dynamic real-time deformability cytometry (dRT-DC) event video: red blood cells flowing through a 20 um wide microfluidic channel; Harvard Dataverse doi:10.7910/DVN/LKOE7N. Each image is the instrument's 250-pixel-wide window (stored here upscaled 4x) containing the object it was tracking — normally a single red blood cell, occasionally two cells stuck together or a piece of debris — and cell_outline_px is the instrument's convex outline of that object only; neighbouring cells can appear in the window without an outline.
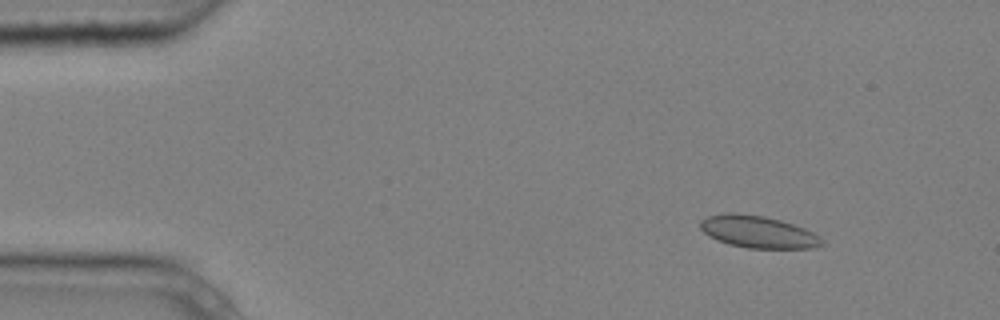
{"species": "common noctule bat (a hibernating species)", "species_latin": "Nyctalus noctula", "temperature_condition": "cold", "stored_images_in_passage": 4, "camera_frame_rate_fps": 3000, "um_per_image_px": 0.085, "animal": {"sex": "male", "body_mass_g": 20.4}, "frame": {"image": 1, "passage_image": 2, "time_ms": 0.333, "image_size_px": [1000, 320], "cell_outline_px": [[824, 244], [816, 248], [748, 248], [728, 244], [716, 240], [708, 236], [700, 228], [700, 220], [708, 216], [724, 212], [736, 212], [764, 216], [780, 220], [804, 228], [820, 236], [824, 240]], "centroid_in_image_um": [64.42, 19.7], "position_along_channel_um": 20.6, "area_um2": 23.0}}